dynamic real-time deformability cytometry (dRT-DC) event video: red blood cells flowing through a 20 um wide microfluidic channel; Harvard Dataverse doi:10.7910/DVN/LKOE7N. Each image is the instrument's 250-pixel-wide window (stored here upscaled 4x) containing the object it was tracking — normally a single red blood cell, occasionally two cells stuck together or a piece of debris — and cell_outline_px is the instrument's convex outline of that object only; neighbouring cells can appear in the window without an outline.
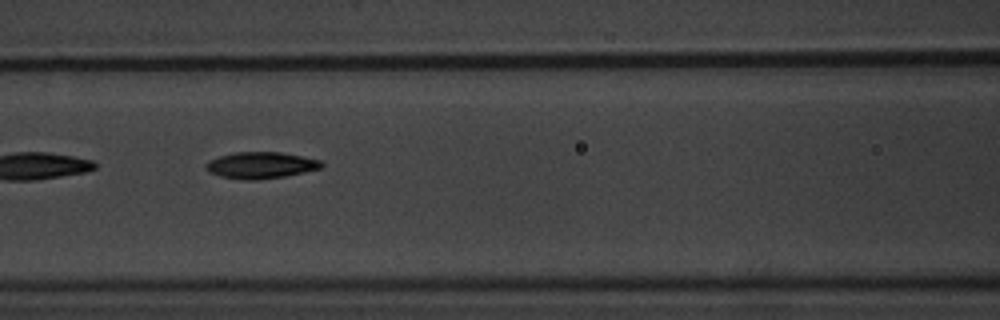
{"species": "common noctule bat (a hibernating species)", "species_latin": "Nyctalus noctula", "temperature_condition": "warm", "stored_images_in_passage": 4, "camera_frame_rate_fps": 3000, "um_per_image_px": 0.085, "animal": {"sex": "male", "body_mass_g": 20.1, "forearm_length_mm": 53.5}, "frame": {"image": 1, "passage_image": 3, "time_ms": 2.333, "image_size_px": [1000, 320], "cell_outline_px": [[324, 164], [320, 168], [304, 172], [284, 176], [256, 180], [248, 180], [220, 176], [208, 172], [208, 160], [232, 152], [280, 152], [320, 160]], "centroid_in_image_um": [22.17, 14.04], "position_along_channel_um": 144.4, "area_um2": 17.57}}